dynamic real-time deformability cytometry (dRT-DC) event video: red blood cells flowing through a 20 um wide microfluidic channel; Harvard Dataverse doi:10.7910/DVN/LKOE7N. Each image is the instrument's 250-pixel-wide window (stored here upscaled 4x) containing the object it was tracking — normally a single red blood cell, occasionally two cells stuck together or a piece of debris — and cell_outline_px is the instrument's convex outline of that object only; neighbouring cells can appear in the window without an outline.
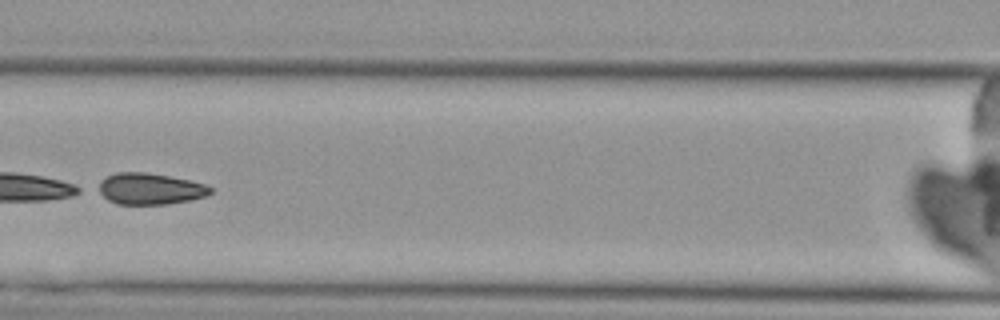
{"species": "Egyptian fruit bat (a non-hibernating species)", "species_latin": "Rousettus aegyptiacus", "temperature_condition": "cold", "stored_images_in_passage": 7, "camera_frame_rate_fps": 3000, "um_per_image_px": 0.085, "animal": {"sex": "female"}, "frame": {"image": 1, "passage_image": 7, "time_ms": 7.0, "image_size_px": [1000, 320], "cell_outline_px": [[212, 192], [208, 196], [168, 204], [116, 204], [108, 200], [96, 192], [92, 188], [100, 180], [116, 172], [144, 172], [168, 176], [188, 180], [204, 184], [212, 188]], "centroid_in_image_um": [12.65, 16.05], "position_along_channel_um": 153.9, "area_um2": 20.75}}